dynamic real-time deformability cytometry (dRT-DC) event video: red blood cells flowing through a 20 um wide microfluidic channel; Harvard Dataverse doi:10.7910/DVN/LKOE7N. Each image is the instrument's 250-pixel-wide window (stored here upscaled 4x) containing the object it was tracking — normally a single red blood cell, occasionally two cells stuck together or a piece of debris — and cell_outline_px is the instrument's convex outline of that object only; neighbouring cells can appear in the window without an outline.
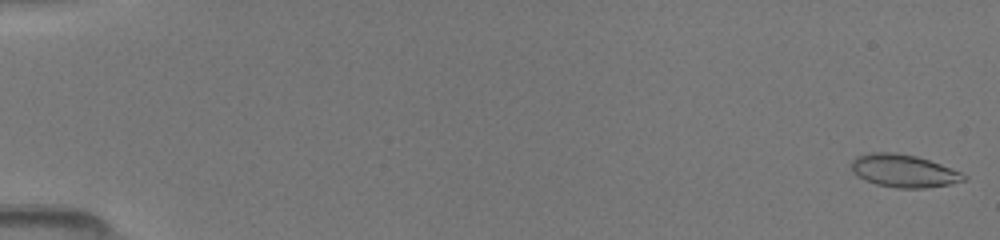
{"species": "common noctule bat (a hibernating species)", "species_latin": "Nyctalus noctula", "temperature_condition": "room temperature", "stored_images_in_passage": 42, "camera_frame_rate_fps": 3000, "um_per_image_px": 0.085, "animal": {"sex": "female", "body_mass_g": 19.5, "forearm_length_mm": 54.1}, "frame": {"image": 1, "passage_image": 1, "time_ms": 0.0, "image_size_px": [1000, 240], "cell_outline_px": [[968, 176], [964, 180], [948, 184], [924, 188], [896, 188], [876, 184], [860, 176], [848, 164], [856, 156], [872, 152], [896, 152], [916, 156], [940, 164], [960, 172]], "centroid_in_image_um": [76.8, 14.51], "position_along_channel_um": 8.2, "area_um2": 21.15}}
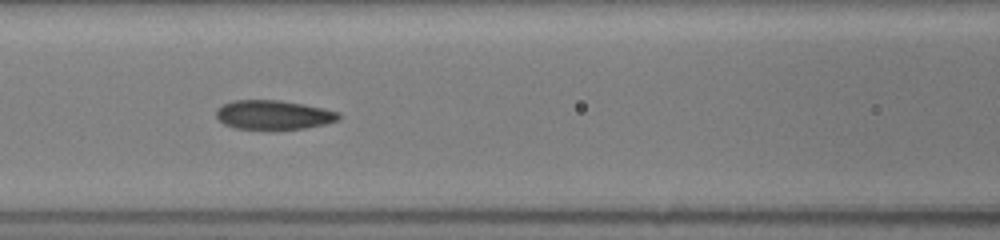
{"frame": {"image": 2, "passage_image": 20, "time_ms": 7.333, "image_size_px": [1000, 240], "cell_outline_px": [[340, 116], [336, 120], [324, 124], [304, 128], [272, 132], [236, 128], [224, 124], [216, 116], [216, 112], [224, 104], [232, 100], [280, 100], [304, 104], [324, 108], [340, 112]], "centroid_in_image_um": [23.25, 9.8], "position_along_channel_um": 143.4, "area_um2": 21.39}}
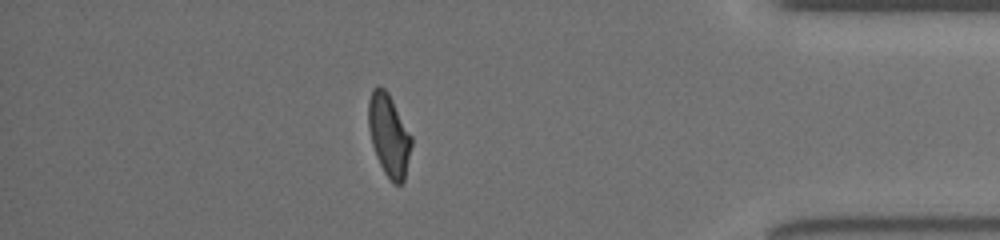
{"frame": {"image": 3, "passage_image": 37, "time_ms": 14.333, "image_size_px": [1000, 240], "cell_outline_px": [[412, 144], [404, 180], [400, 184], [396, 184], [384, 172], [376, 156], [372, 144], [368, 128], [368, 100], [372, 88], [380, 84], [388, 92], [412, 136]], "centroid_in_image_um": [33.04, 11.43], "position_along_channel_um": 402.2, "area_um2": 20.58}}